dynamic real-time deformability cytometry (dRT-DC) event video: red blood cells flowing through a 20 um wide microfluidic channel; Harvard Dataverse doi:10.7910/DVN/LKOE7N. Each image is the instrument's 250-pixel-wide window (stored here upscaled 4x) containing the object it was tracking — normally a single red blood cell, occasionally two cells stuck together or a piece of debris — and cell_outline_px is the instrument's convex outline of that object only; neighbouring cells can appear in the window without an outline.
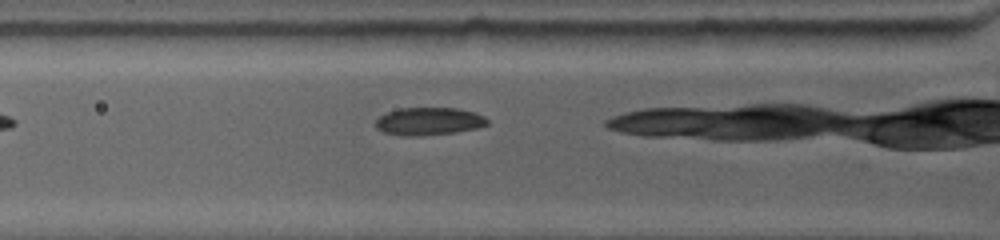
{"species": "common noctule bat (a hibernating species)", "species_latin": "Nyctalus noctula", "temperature_condition": "warm", "stored_images_in_passage": 8, "camera_frame_rate_fps": 4500, "um_per_image_px": 0.085, "animal": {"sex": "female", "body_mass_g": 19.0, "forearm_length_mm": 53.3}, "frame": {"image": 1, "passage_image": 2, "time_ms": 0.444, "image_size_px": [1000, 240], "cell_outline_px": [[488, 124], [480, 128], [456, 132], [416, 136], [404, 136], [384, 132], [376, 128], [372, 124], [380, 116], [388, 112], [400, 108], [460, 108], [476, 112], [484, 116], [488, 120]], "centroid_in_image_um": [36.47, 10.31], "position_along_channel_um": 89.3, "area_um2": 18.26}}
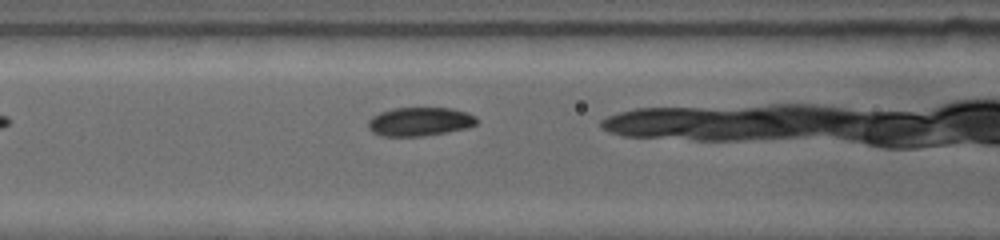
{"frame": {"image": 2, "passage_image": 5, "time_ms": 1.556, "image_size_px": [1000, 240], "cell_outline_px": [[480, 120], [476, 124], [468, 128], [420, 136], [384, 136], [372, 132], [368, 128], [368, 120], [372, 116], [380, 112], [392, 108], [452, 108], [468, 112], [476, 116]], "centroid_in_image_um": [35.7, 10.32], "position_along_channel_um": 130.9, "area_um2": 18.26}}